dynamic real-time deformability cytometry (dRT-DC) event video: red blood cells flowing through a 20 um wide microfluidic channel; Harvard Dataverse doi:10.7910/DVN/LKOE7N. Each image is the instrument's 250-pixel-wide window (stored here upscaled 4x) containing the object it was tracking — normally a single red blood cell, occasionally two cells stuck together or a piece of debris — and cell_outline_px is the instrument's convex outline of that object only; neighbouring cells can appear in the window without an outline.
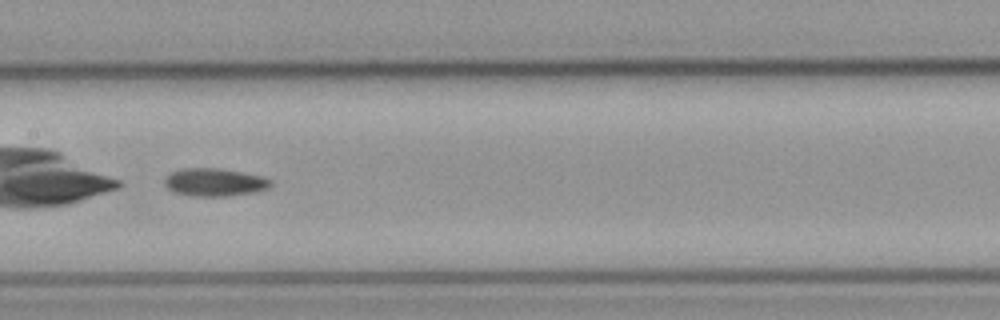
{"species": "common noctule bat (a hibernating species)", "species_latin": "Nyctalus noctula", "temperature_condition": "cold", "stored_images_in_passage": 34, "camera_frame_rate_fps": 3000, "um_per_image_px": 0.085, "animal": {"sex": "male", "body_mass_g": 23.1, "forearm_length_mm": 52.7}, "frame": {"image": 1, "passage_image": 15, "time_ms": 4.667, "image_size_px": [1000, 320], "cell_outline_px": [[272, 184], [268, 188], [256, 192], [228, 196], [192, 196], [176, 192], [168, 188], [164, 184], [164, 180], [172, 172], [180, 168], [216, 168], [240, 172], [260, 176], [272, 180]], "centroid_in_image_um": [18.25, 15.49], "position_along_channel_um": 189.2, "area_um2": 17.11}}
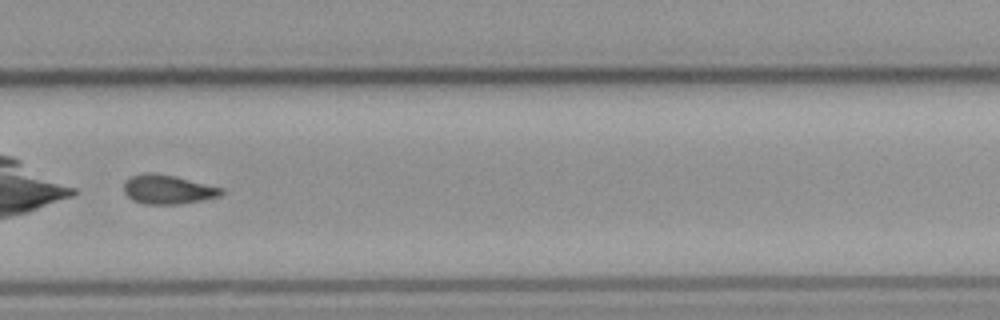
{"frame": {"image": 2, "passage_image": 25, "time_ms": 8.0, "image_size_px": [1000, 320], "cell_outline_px": [[224, 192], [220, 196], [204, 200], [180, 204], [144, 204], [132, 200], [124, 192], [124, 180], [132, 176], [144, 172], [156, 172], [224, 188]], "centroid_in_image_um": [14.26, 16.1], "position_along_channel_um": 315.5, "area_um2": 16.7}}